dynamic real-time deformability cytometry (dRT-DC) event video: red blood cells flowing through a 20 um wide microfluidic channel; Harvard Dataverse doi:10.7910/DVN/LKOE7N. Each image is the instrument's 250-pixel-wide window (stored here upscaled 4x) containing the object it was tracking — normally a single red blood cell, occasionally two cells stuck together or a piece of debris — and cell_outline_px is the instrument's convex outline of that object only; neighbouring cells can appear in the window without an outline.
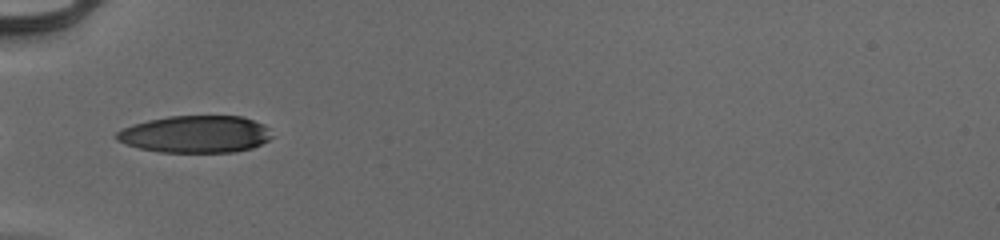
{"species": "human", "species_latin": "Homo sapiens", "temperature_condition": "cold", "stored_images_in_passage": 35, "camera_frame_rate_fps": 3000, "um_per_image_px": 0.085, "donor": {"sex": "male"}, "frame": {"image": 1, "passage_image": 1, "time_ms": 0.0, "image_size_px": [1000, 240], "cell_outline_px": [[272, 136], [268, 140], [252, 148], [236, 152], [160, 152], [140, 148], [116, 140], [116, 132], [132, 124], [148, 120], [168, 116], [240, 116], [264, 124], [268, 128]], "centroid_in_image_um": [16.62, 11.4], "position_along_channel_um": 68.4, "area_um2": 33.52}}
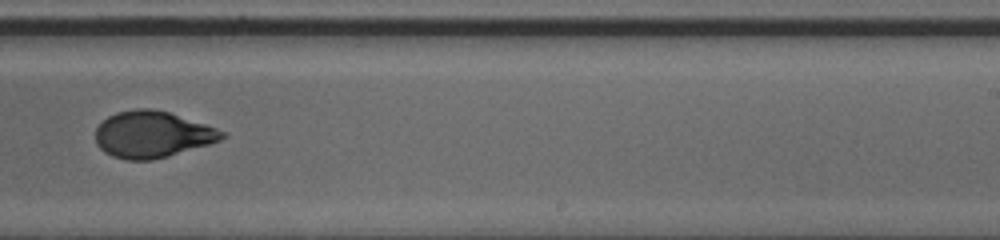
{"frame": {"image": 2, "passage_image": 17, "time_ms": 5.333, "image_size_px": [1000, 240], "cell_outline_px": [[228, 136], [220, 140], [208, 144], [168, 156], [152, 160], [124, 160], [112, 156], [104, 152], [96, 144], [96, 128], [108, 116], [116, 112], [136, 108], [152, 108], [168, 112], [228, 132]], "centroid_in_image_um": [12.94, 11.43], "position_along_channel_um": 276.1, "area_um2": 34.28}}
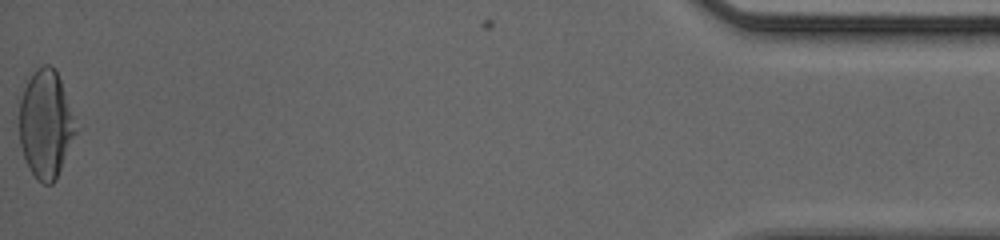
{"frame": {"image": 3, "passage_image": 35, "time_ms": 11.333, "image_size_px": [1000, 240], "cell_outline_px": [[76, 132], [56, 180], [52, 184], [44, 184], [36, 180], [24, 160], [20, 144], [20, 100], [24, 88], [32, 72], [36, 68], [44, 64], [48, 64], [56, 68], [64, 92]], "centroid_in_image_um": [3.84, 10.58], "position_along_channel_um": 431.4, "area_um2": 34.91}, "authors_computed_cell_mechanics": {"area_um2": 34.5644, "velocity_mm_per_s": 3.9807, "shape_relaxation_time_tau1_ms": 5.9352, "shape_relaxation_time_tau2_ms": 1.1214, "deformation_change_tau1": 0.2083, "deformation_change_tau2": 0.0602}}